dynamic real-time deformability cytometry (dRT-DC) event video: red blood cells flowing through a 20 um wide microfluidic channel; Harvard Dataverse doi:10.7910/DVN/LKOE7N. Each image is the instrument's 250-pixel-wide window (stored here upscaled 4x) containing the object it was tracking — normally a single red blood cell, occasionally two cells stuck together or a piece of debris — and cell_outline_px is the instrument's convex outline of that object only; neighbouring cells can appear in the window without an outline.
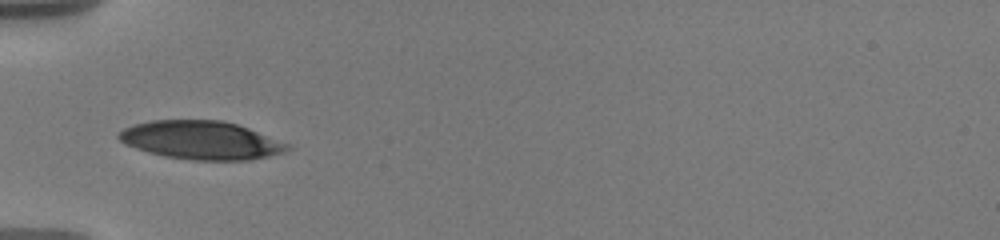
{"species": "human", "species_latin": "Homo sapiens", "temperature_condition": "warm", "stored_images_in_passage": 55, "camera_frame_rate_fps": 3000, "um_per_image_px": 0.085, "donor": {"sex": "male"}, "frame": {"image": 1, "passage_image": 1, "time_ms": 0.0, "image_size_px": [1000, 240], "cell_outline_px": [[292, 148], [284, 152], [268, 156], [248, 160], [192, 160], [164, 156], [148, 152], [124, 144], [116, 136], [124, 128], [132, 124], [152, 120], [220, 120], [236, 124], [248, 128], [292, 144]], "centroid_in_image_um": [17.11, 11.91], "position_along_channel_um": 67.9, "area_um2": 37.8}}
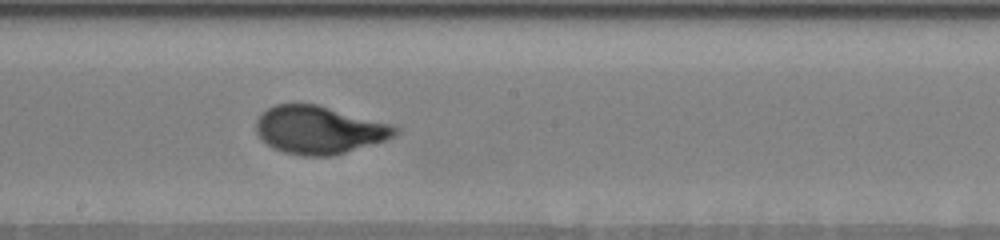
{"frame": {"image": 2, "passage_image": 23, "time_ms": 4.333, "image_size_px": [1000, 240], "cell_outline_px": [[400, 132], [396, 136], [388, 140], [332, 156], [304, 156], [284, 152], [272, 148], [256, 132], [256, 120], [268, 108], [276, 104], [316, 104], [396, 124], [400, 128]], "centroid_in_image_um": [27.22, 11.04], "position_along_channel_um": 221.0, "area_um2": 39.13}}
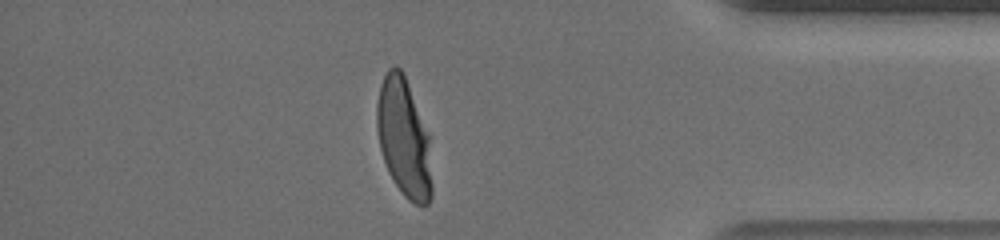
{"frame": {"image": 3, "passage_image": 47, "time_ms": 10.0, "image_size_px": [1000, 240], "cell_outline_px": [[432, 196], [428, 204], [416, 204], [408, 200], [404, 196], [388, 172], [380, 148], [376, 128], [376, 104], [380, 84], [388, 68], [396, 64], [404, 72], [432, 136]], "centroid_in_image_um": [34.37, 11.67], "position_along_channel_um": 400.8, "area_um2": 39.48}, "authors_computed_cell_mechanics": {"area_um2": 38.9572, "velocity_mm_per_s": 3.5896, "shape_relaxation_time_tau1_ms": 3.8034, "shape_relaxation_time_tau2_ms": null, "deformation_change_tau1": 0.182, "deformation_change_tau2": null}}